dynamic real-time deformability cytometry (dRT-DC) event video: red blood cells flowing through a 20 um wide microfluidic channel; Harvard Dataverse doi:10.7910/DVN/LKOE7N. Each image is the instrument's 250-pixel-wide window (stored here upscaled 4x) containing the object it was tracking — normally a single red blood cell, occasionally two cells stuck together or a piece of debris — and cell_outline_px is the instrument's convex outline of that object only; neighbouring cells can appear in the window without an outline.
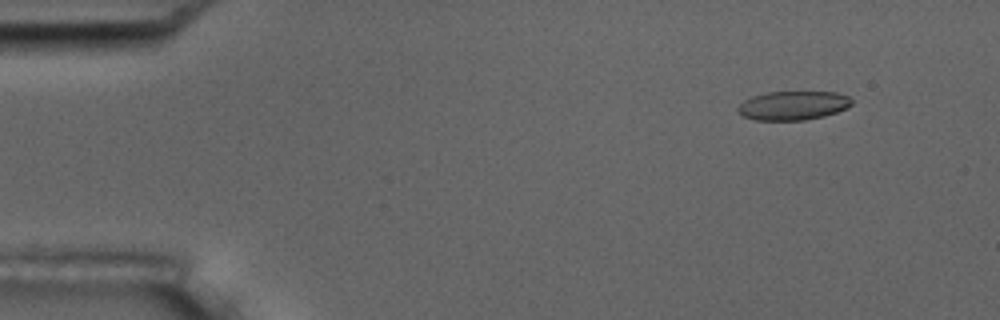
{"species": "common noctule bat (a hibernating species)", "species_latin": "Nyctalus noctula", "temperature_condition": "room temperature", "stored_images_in_passage": 7, "camera_frame_rate_fps": 3000, "um_per_image_px": 0.085, "animal": {"sex": "male", "body_mass_g": 17.5, "forearm_length_mm": 52.3}, "frame": {"image": 1, "passage_image": 2, "time_ms": 1.333, "image_size_px": [1000, 320], "cell_outline_px": [[852, 104], [848, 108], [824, 116], [804, 120], [756, 120], [744, 116], [736, 112], [736, 108], [744, 100], [752, 96], [768, 92], [836, 92], [848, 96], [852, 100]], "centroid_in_image_um": [67.4, 8.97], "position_along_channel_um": 17.6, "area_um2": 19.25}}
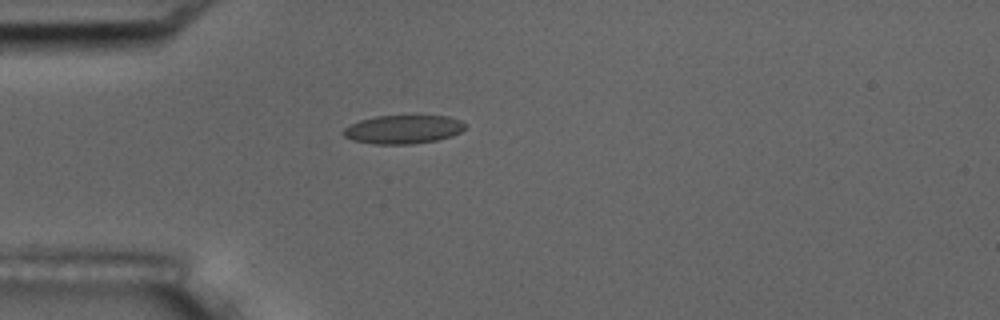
{"frame": {"image": 2, "passage_image": 5, "time_ms": 4.667, "image_size_px": [1000, 320], "cell_outline_px": [[464, 128], [460, 132], [452, 136], [436, 140], [412, 144], [376, 144], [352, 140], [344, 136], [340, 132], [344, 128], [360, 120], [376, 116], [448, 116], [460, 120], [464, 124]], "centroid_in_image_um": [34.24, 11.0], "position_along_channel_um": 50.8, "area_um2": 20.17}}